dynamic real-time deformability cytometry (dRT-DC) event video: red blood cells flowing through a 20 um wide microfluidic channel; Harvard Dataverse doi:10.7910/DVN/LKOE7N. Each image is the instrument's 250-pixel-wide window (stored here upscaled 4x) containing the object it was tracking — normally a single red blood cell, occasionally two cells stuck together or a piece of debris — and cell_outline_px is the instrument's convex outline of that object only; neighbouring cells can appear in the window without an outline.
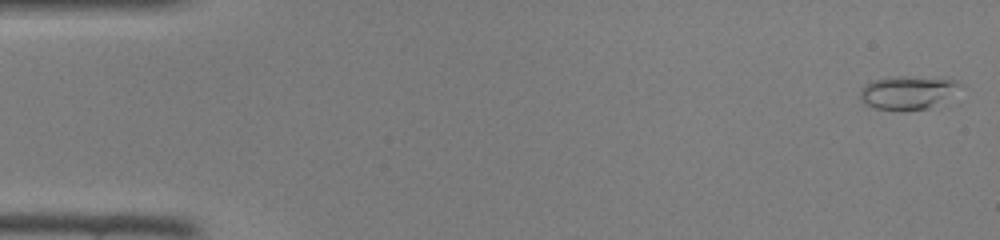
{"species": "common noctule bat (a hibernating species)", "species_latin": "Nyctalus noctula", "temperature_condition": "room temperature", "stored_images_in_passage": 46, "camera_frame_rate_fps": 3000, "um_per_image_px": 0.085, "animal": {"sex": "female", "body_mass_g": 22.0, "forearm_length_mm": 56.7}, "frame": {"image": 1, "passage_image": 1, "time_ms": 0.0, "image_size_px": [1000, 240], "cell_outline_px": [[964, 84], [928, 108], [900, 112], [876, 108], [864, 104], [860, 96], [860, 92], [864, 84], [876, 80], [900, 76], [956, 80]], "centroid_in_image_um": [77.06, 7.88], "position_along_channel_um": 7.9, "area_um2": 18.9}}
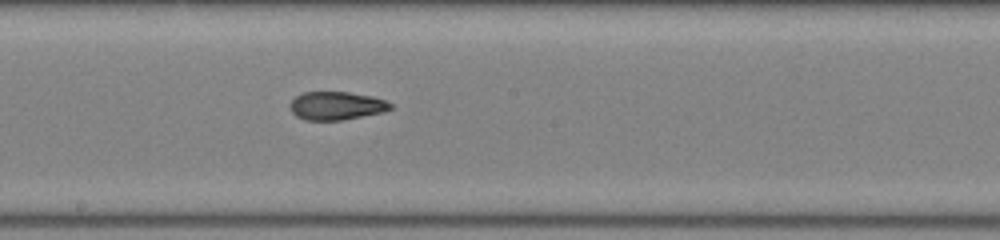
{"frame": {"image": 2, "passage_image": 25, "time_ms": 8.0, "image_size_px": [1000, 240], "cell_outline_px": [[392, 108], [384, 112], [340, 120], [304, 120], [296, 116], [292, 112], [288, 104], [296, 96], [304, 92], [348, 92], [372, 96], [384, 100], [392, 104]], "centroid_in_image_um": [28.57, 8.99], "position_along_channel_um": 219.6, "area_um2": 16.53}}
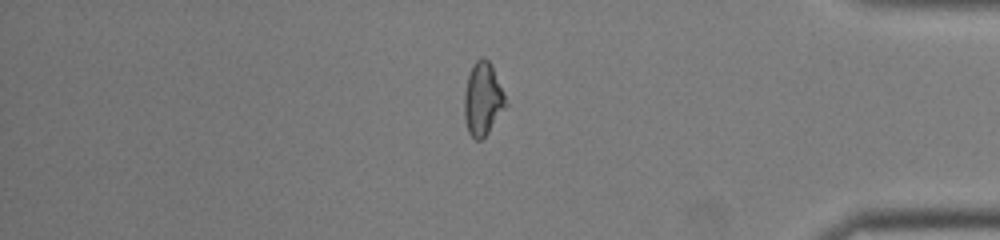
{"frame": {"image": 3, "passage_image": 39, "time_ms": 12.667, "image_size_px": [1000, 240], "cell_outline_px": [[508, 104], [488, 132], [480, 140], [476, 140], [468, 132], [464, 116], [464, 92], [468, 76], [472, 64], [480, 56], [484, 56], [492, 64], [504, 92]], "centroid_in_image_um": [41.04, 8.37], "position_along_channel_um": 394.2, "area_um2": 17.8}}